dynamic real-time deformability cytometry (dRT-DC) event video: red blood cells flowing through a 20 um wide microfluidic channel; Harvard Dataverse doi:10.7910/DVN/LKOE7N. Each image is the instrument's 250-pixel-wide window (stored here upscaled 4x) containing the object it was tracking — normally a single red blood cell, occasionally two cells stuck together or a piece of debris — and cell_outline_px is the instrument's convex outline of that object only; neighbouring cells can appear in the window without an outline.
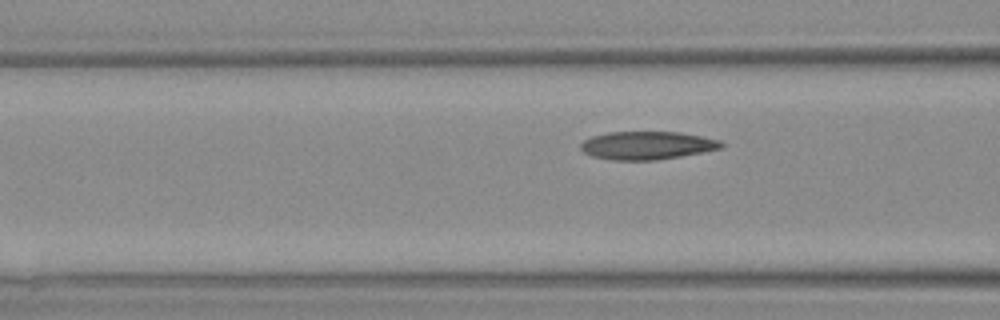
{"species": "Egyptian fruit bat (a non-hibernating species)", "species_latin": "Rousettus aegyptiacus", "temperature_condition": "warm", "stored_images_in_passage": 5, "camera_frame_rate_fps": 3000, "um_per_image_px": 0.085, "animal": {"sex": "female"}, "frame": {"image": 1, "passage_image": 5, "time_ms": 4.667, "image_size_px": [1000, 320], "cell_outline_px": [[724, 148], [680, 156], [656, 160], [612, 160], [592, 156], [584, 152], [580, 148], [580, 144], [584, 140], [592, 136], [608, 132], [680, 132], [720, 140], [724, 144]], "centroid_in_image_um": [55.0, 12.36], "position_along_channel_um": 111.6, "area_um2": 23.0}}